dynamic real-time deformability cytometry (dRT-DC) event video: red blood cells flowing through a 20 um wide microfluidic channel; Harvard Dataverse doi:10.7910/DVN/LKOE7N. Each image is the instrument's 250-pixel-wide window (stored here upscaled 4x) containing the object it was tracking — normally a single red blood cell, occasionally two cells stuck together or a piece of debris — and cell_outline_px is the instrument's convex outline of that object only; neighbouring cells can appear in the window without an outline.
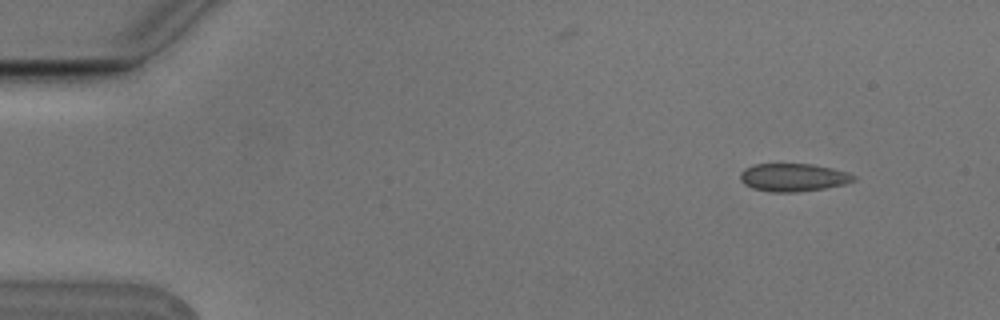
{"species": "Egyptian fruit bat (a non-hibernating species)", "species_latin": "Rousettus aegyptiacus", "temperature_condition": "cold", "stored_images_in_passage": 2, "camera_frame_rate_fps": 3000, "um_per_image_px": 0.085, "animal": {"sex": "male"}, "frame": {"image": 1, "passage_image": 2, "time_ms": 0.333, "image_size_px": [1000, 320], "cell_outline_px": [[856, 180], [844, 184], [824, 188], [796, 192], [772, 192], [752, 188], [744, 184], [740, 180], [740, 172], [744, 168], [756, 164], [812, 164], [832, 168], [848, 172], [856, 176]], "centroid_in_image_um": [67.42, 15.08], "position_along_channel_um": 17.6, "area_um2": 18.5}}